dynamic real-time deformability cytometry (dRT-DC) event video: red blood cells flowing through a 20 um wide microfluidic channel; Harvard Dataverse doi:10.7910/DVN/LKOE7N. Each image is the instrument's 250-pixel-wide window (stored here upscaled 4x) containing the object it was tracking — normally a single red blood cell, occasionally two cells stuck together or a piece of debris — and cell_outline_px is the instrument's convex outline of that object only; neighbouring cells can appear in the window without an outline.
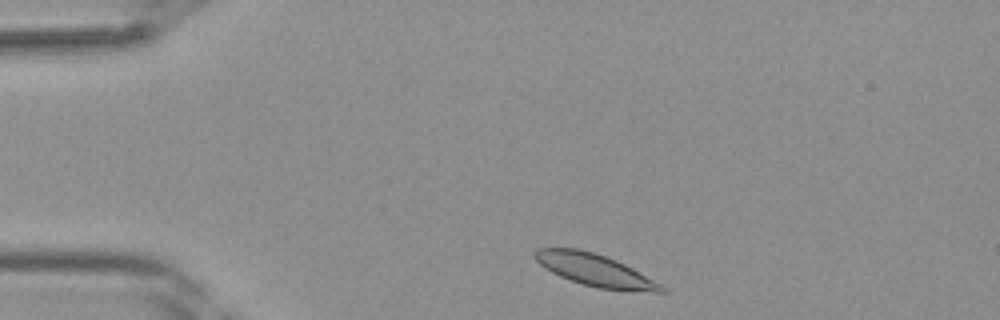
{"species": "Egyptian fruit bat (a non-hibernating species)", "species_latin": "Rousettus aegyptiacus", "temperature_condition": "room temperature", "stored_images_in_passage": 35, "camera_frame_rate_fps": 3000, "um_per_image_px": 0.085, "frame": {"image": 1, "passage_image": 2, "time_ms": 0.333, "image_size_px": [1000, 320], "cell_outline_px": [[668, 292], [652, 292], [596, 288], [560, 276], [544, 268], [532, 256], [532, 252], [536, 248], [576, 248], [592, 252], [616, 260], [632, 268], [668, 288]], "centroid_in_image_um": [50.55, 22.96], "position_along_channel_um": 34.4, "area_um2": 23.58}}
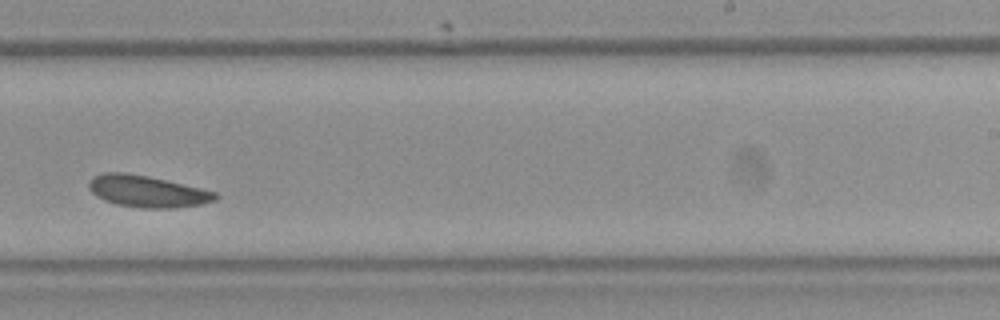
{"frame": {"image": 2, "passage_image": 20, "time_ms": 6.333, "image_size_px": [1000, 320], "cell_outline_px": [[220, 196], [216, 200], [200, 204], [176, 208], [140, 208], [116, 204], [104, 200], [96, 196], [88, 188], [88, 180], [92, 176], [104, 172], [124, 172], [148, 176], [200, 188], [216, 192]], "centroid_in_image_um": [12.48, 16.26], "position_along_channel_um": 276.5, "area_um2": 23.47}}
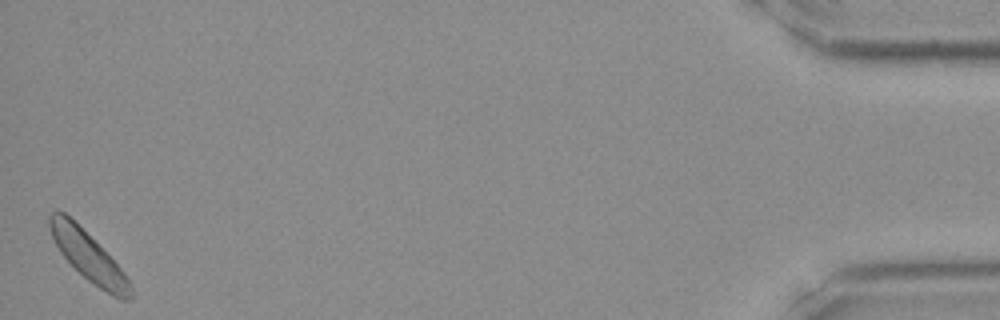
{"frame": {"image": 3, "passage_image": 35, "time_ms": 11.333, "image_size_px": [1000, 320], "cell_outline_px": [[132, 300], [120, 300], [112, 296], [92, 284], [60, 252], [52, 236], [48, 224], [48, 216], [52, 212], [64, 212], [128, 276], [132, 284]], "centroid_in_image_um": [7.55, 21.88], "position_along_channel_um": 427.6, "area_um2": 22.37}}